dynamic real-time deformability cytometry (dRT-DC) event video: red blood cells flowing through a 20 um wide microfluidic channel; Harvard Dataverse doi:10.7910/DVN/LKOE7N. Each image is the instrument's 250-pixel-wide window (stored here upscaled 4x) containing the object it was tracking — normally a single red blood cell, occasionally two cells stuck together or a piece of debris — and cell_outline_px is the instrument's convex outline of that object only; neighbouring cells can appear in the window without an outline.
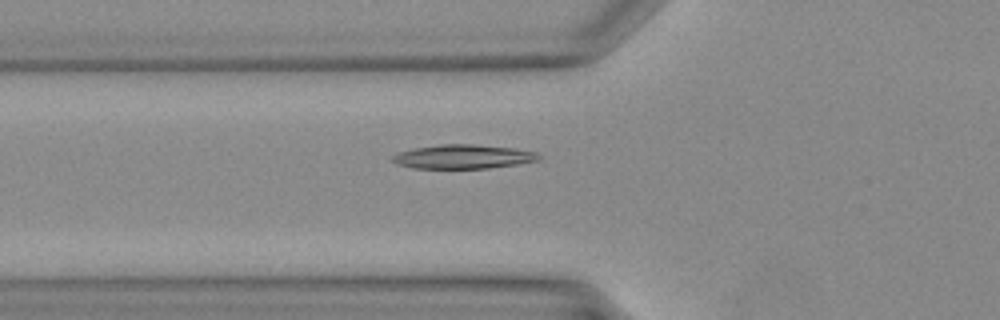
{"species": "Egyptian fruit bat (a non-hibernating species)", "species_latin": "Rousettus aegyptiacus", "temperature_condition": "warm", "stored_images_in_passage": 41, "segment_of_instrument_passage": [1, 2], "camera_frame_rate_fps": 3000, "um_per_image_px": 0.085, "animal": {"sex": "female"}, "frame": {"image": 1, "passage_image": 16, "time_ms": 5.0, "image_size_px": [1000, 320], "cell_outline_px": [[540, 160], [516, 164], [488, 168], [412, 168], [396, 164], [392, 160], [392, 156], [396, 152], [416, 148], [440, 144], [476, 144], [516, 148], [536, 152], [540, 156]], "centroid_in_image_um": [39.36, 13.31], "position_along_channel_um": 86.4, "area_um2": 20.58}}
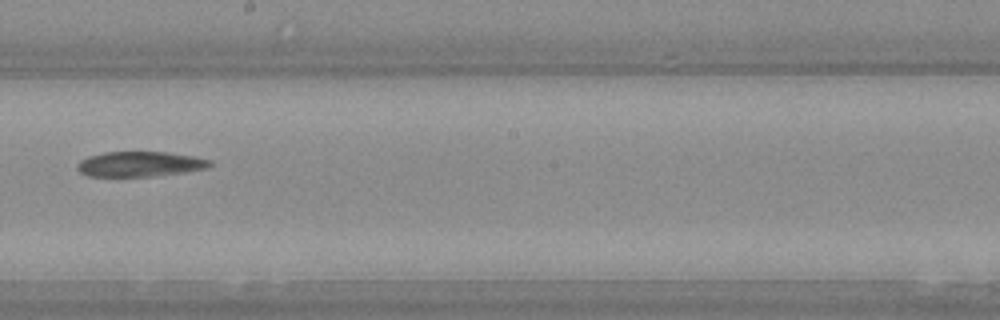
{"frame": {"image": 2, "passage_image": 25, "time_ms": 8.0, "image_size_px": [1000, 320], "cell_outline_px": [[212, 164], [208, 168], [184, 172], [152, 176], [88, 176], [80, 172], [76, 168], [76, 164], [80, 160], [88, 156], [104, 152], [164, 152], [192, 156], [212, 160]], "centroid_in_image_um": [11.87, 13.94], "position_along_channel_um": 236.3, "area_um2": 19.36}}
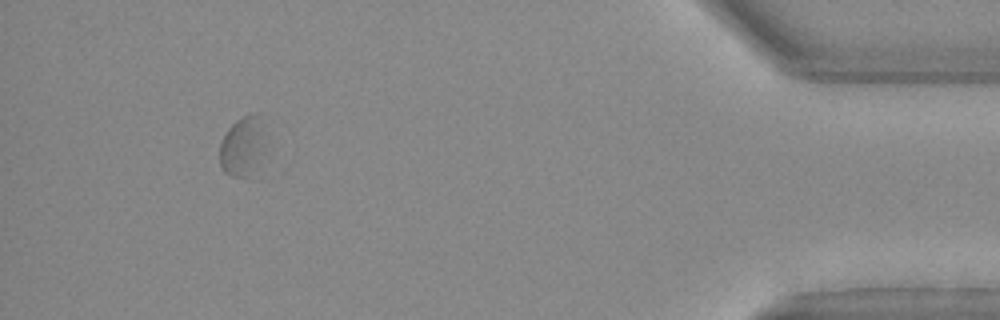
{"frame": {"image": 3, "passage_image": 39, "time_ms": 12.667, "image_size_px": [1000, 320], "cell_outline_px": [[260, 140], [248, 176], [232, 176], [224, 172], [220, 164], [220, 144], [228, 128], [236, 120], [252, 112], [260, 112]], "centroid_in_image_um": [20.45, 12.35], "position_along_channel_um": 414.7, "area_um2": 14.05}}